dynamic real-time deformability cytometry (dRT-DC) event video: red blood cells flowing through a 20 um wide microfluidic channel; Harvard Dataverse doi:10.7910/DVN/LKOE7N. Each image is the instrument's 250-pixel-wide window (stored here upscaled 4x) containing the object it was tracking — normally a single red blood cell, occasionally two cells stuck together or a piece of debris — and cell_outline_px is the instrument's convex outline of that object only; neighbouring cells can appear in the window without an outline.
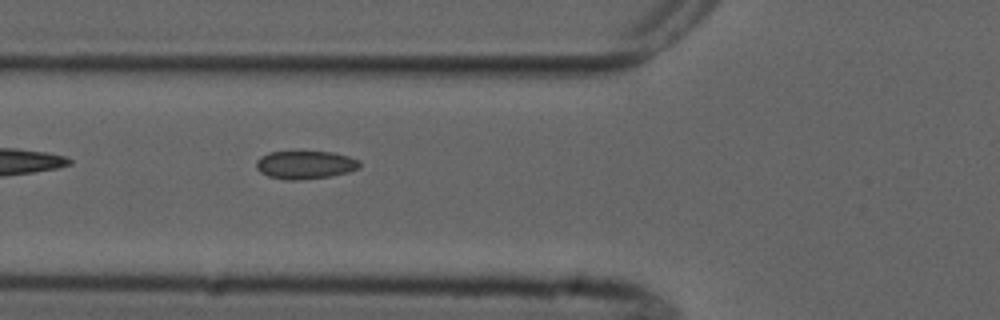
{"species": "common noctule bat (a hibernating species)", "species_latin": "Nyctalus noctula", "temperature_condition": "cold", "stored_images_in_passage": 6, "camera_frame_rate_fps": 3000, "um_per_image_px": 0.085, "animal": {"sex": "male", "forearm_length_mm": 52.5}, "frame": {"image": 1, "passage_image": 6, "time_ms": 6.0, "image_size_px": [1000, 320], "cell_outline_px": [[360, 168], [348, 172], [332, 176], [300, 180], [284, 180], [268, 176], [260, 172], [256, 168], [256, 160], [260, 156], [268, 152], [332, 152], [348, 156], [360, 160]], "centroid_in_image_um": [25.93, 14.02], "position_along_channel_um": 99.9, "area_um2": 17.11}}